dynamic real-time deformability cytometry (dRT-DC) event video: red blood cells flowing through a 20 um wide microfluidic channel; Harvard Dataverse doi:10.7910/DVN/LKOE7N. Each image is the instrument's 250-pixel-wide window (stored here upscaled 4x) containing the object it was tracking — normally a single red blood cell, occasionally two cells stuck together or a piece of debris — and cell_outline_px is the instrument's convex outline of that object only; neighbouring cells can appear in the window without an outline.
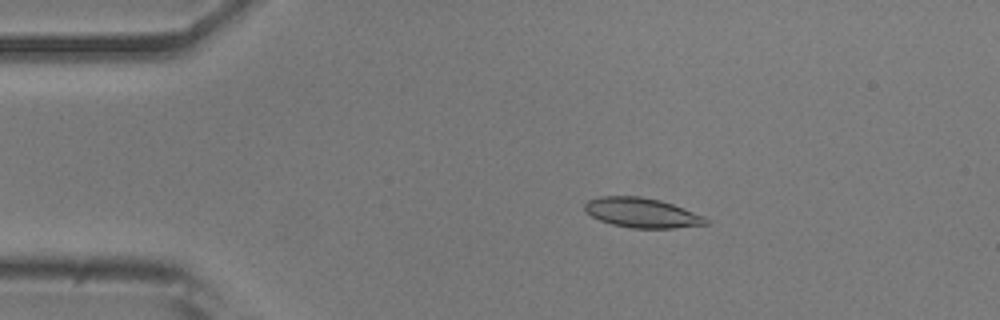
{"species": "common noctule bat (a hibernating species)", "species_latin": "Nyctalus noctula", "temperature_condition": "room temperature", "stored_images_in_passage": 53, "camera_frame_rate_fps": 3000, "um_per_image_px": 0.085, "animal": {"sex": "male", "body_mass_g": 20.5, "forearm_length_mm": 52.5}, "frame": {"image": 1, "passage_image": 10, "time_ms": 3.0, "image_size_px": [1000, 320], "cell_outline_px": [[708, 224], [676, 228], [632, 228], [612, 224], [600, 220], [592, 216], [584, 208], [584, 204], [588, 200], [600, 196], [640, 196], [660, 200], [684, 208], [704, 216], [708, 220]], "centroid_in_image_um": [54.57, 18.08], "position_along_channel_um": 30.4, "area_um2": 20.92}}
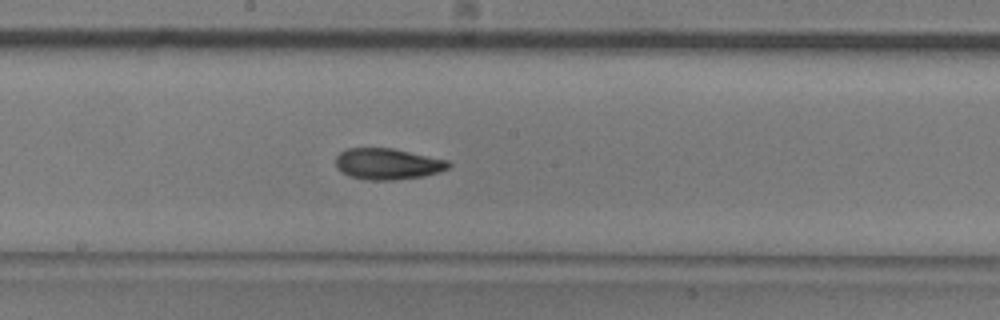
{"frame": {"image": 2, "passage_image": 28, "time_ms": 9.0, "image_size_px": [1000, 320], "cell_outline_px": [[452, 164], [448, 168], [440, 172], [424, 176], [392, 180], [368, 180], [352, 176], [344, 172], [336, 164], [336, 156], [344, 148], [392, 148], [448, 160]], "centroid_in_image_um": [32.98, 13.92], "position_along_channel_um": 215.2, "area_um2": 20.35}}
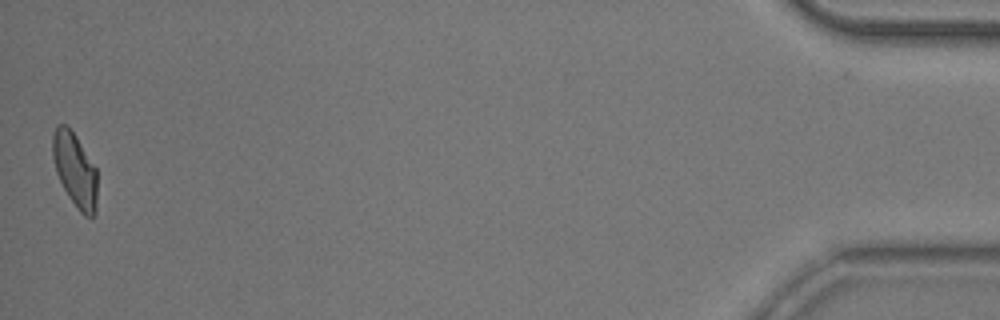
{"frame": {"image": 3, "passage_image": 52, "time_ms": 17.0, "image_size_px": [1000, 320], "cell_outline_px": [[96, 212], [92, 216], [84, 216], [76, 208], [68, 196], [56, 172], [52, 156], [52, 136], [56, 124], [64, 124], [76, 136], [96, 168]], "centroid_in_image_um": [6.35, 14.44], "position_along_channel_um": 428.8, "area_um2": 19.13}, "authors_computed_cell_mechanics": {"area_um2": 20.3456, "velocity_mm_per_s": 3.8689, "shape_relaxation_time_tau1_ms": 4.8811, "shape_relaxation_time_tau2_ms": 2.7352, "deformation_change_tau1": 0.1424, "deformation_change_tau2": 0.087}}